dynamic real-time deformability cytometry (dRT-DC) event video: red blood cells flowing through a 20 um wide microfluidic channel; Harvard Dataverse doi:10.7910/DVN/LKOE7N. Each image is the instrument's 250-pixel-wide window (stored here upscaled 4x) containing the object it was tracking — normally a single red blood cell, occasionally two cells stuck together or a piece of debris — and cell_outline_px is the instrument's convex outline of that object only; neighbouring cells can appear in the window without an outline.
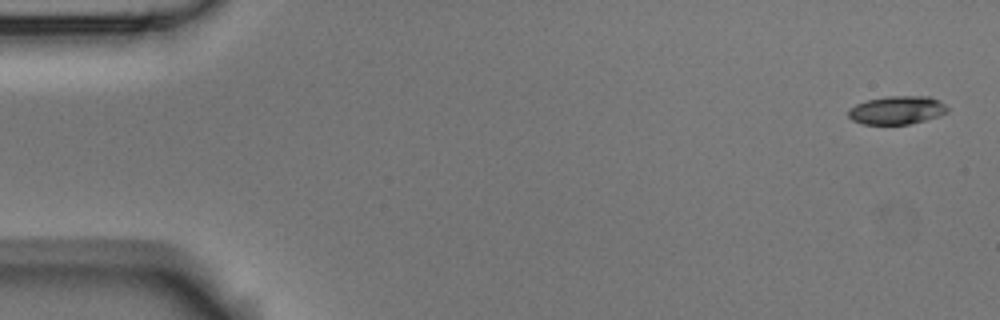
{"species": "Egyptian fruit bat (a non-hibernating species)", "species_latin": "Rousettus aegyptiacus", "temperature_condition": "room temperature", "stored_images_in_passage": 55, "camera_frame_rate_fps": 3000, "um_per_image_px": 0.085, "animal": {"sex": "male"}, "frame": {"image": 1, "passage_image": 1, "time_ms": 0.0, "image_size_px": [1000, 320], "cell_outline_px": [[948, 112], [924, 120], [908, 124], [864, 124], [852, 120], [848, 116], [848, 108], [856, 104], [868, 100], [888, 96], [928, 96], [944, 104], [948, 108]], "centroid_in_image_um": [76.2, 9.36], "position_along_channel_um": 8.8, "area_um2": 16.13}}
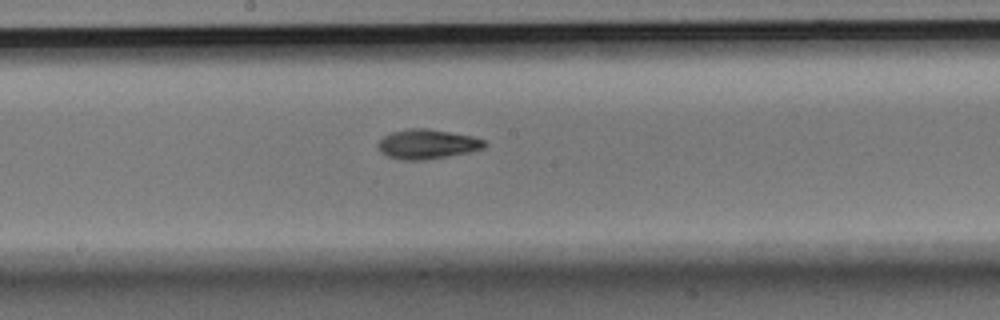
{"frame": {"image": 2, "passage_image": 29, "time_ms": 9.333, "image_size_px": [1000, 320], "cell_outline_px": [[488, 144], [484, 148], [468, 152], [448, 156], [424, 160], [400, 160], [388, 156], [380, 152], [376, 144], [384, 136], [392, 132], [408, 128], [428, 128], [472, 136], [484, 140]], "centroid_in_image_um": [36.3, 12.25], "position_along_channel_um": 211.9, "area_um2": 18.44}}
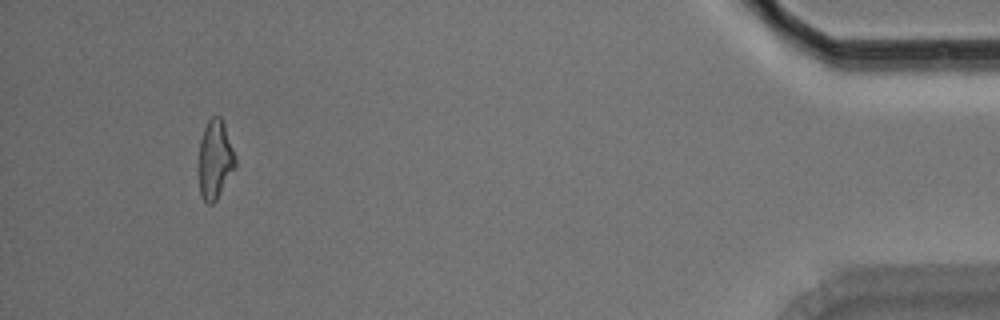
{"frame": {"image": 3, "passage_image": 52, "time_ms": 17.0, "image_size_px": [1000, 320], "cell_outline_px": [[236, 168], [216, 200], [212, 204], [208, 204], [204, 200], [200, 192], [196, 168], [200, 140], [204, 128], [208, 120], [212, 116], [220, 116], [224, 120], [236, 156]], "centroid_in_image_um": [18.26, 13.55], "position_along_channel_um": 416.9, "area_um2": 17.63}, "authors_computed_cell_mechanics": {"area_um2": 17.5134, "velocity_mm_per_s": 3.5845, "shape_relaxation_time_tau1_ms": 3.9344, "shape_relaxation_time_tau2_ms": 3.9087, "deformation_change_tau1": 0.1395, "deformation_change_tau2": 0.1069}}